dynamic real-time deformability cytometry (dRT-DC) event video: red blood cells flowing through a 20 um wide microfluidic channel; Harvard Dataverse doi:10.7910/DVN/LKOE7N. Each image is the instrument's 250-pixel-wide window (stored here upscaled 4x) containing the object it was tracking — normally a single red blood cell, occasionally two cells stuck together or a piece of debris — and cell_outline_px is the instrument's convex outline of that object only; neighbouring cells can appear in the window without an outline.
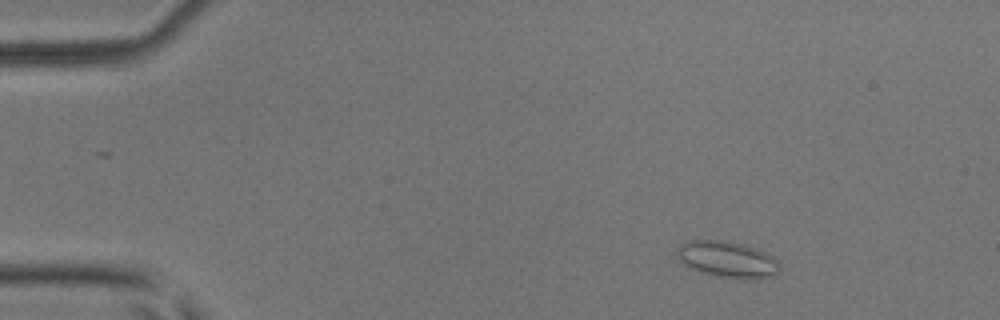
{"species": "common noctule bat (a hibernating species)", "species_latin": "Nyctalus noctula", "temperature_condition": "room temperature", "stored_images_in_passage": 4, "camera_frame_rate_fps": 3000, "um_per_image_px": 0.085, "animal": {"sex": "male", "body_mass_g": 17.9, "forearm_length_mm": 54.2}, "frame": {"image": 1, "passage_image": 2, "time_ms": 0.333, "image_size_px": [1000, 320], "cell_outline_px": [[780, 268], [776, 276], [716, 276], [692, 268], [680, 260], [676, 252], [680, 244], [688, 240], [724, 240], [744, 244], [764, 252], [772, 256], [776, 260]], "centroid_in_image_um": [61.79, 21.99], "position_along_channel_um": 23.2, "area_um2": 20.81}}